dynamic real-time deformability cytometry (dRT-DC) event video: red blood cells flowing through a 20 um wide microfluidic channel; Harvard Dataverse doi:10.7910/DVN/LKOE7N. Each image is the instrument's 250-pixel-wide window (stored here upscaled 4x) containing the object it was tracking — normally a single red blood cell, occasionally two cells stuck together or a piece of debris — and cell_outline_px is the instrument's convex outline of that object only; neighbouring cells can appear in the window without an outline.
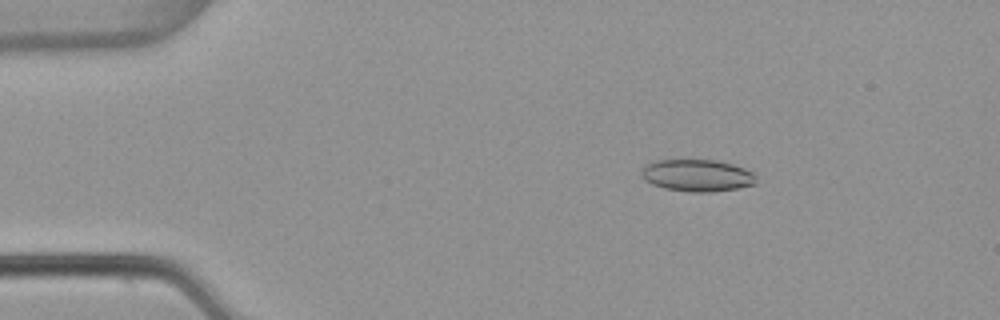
{"species": "common noctule bat (a hibernating species)", "species_latin": "Nyctalus noctula", "temperature_condition": "warm", "stored_images_in_passage": 54, "camera_frame_rate_fps": 3000, "um_per_image_px": 0.085, "animal": {"sex": "female", "body_mass_g": 22.7, "forearm_length_mm": 54.2}, "frame": {"image": 1, "passage_image": 9, "time_ms": 2.667, "image_size_px": [1000, 320], "cell_outline_px": [[756, 184], [736, 188], [712, 192], [688, 192], [664, 188], [652, 184], [644, 180], [640, 176], [640, 172], [644, 164], [656, 160], [716, 160], [732, 164], [744, 168], [752, 172], [756, 176]], "centroid_in_image_um": [59.22, 14.91], "position_along_channel_um": 25.8, "area_um2": 21.62}}
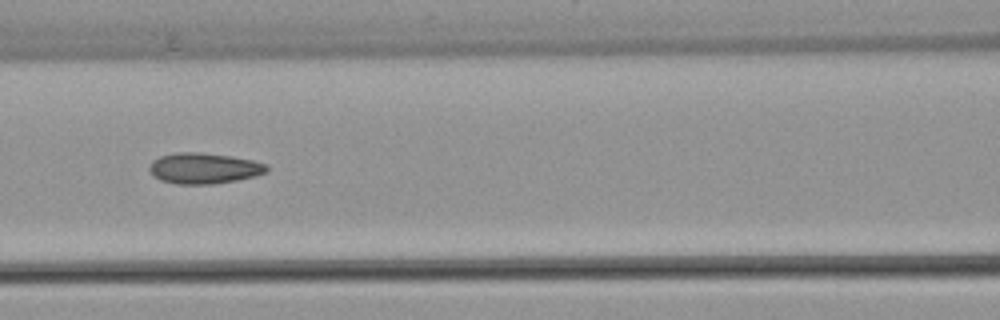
{"frame": {"image": 2, "passage_image": 24, "time_ms": 7.667, "image_size_px": [1000, 320], "cell_outline_px": [[268, 172], [256, 176], [236, 180], [212, 184], [176, 184], [160, 180], [152, 176], [148, 168], [152, 160], [160, 156], [176, 152], [200, 152], [232, 156], [252, 160], [268, 164]], "centroid_in_image_um": [17.33, 14.3], "position_along_channel_um": 149.3, "area_um2": 21.33}}
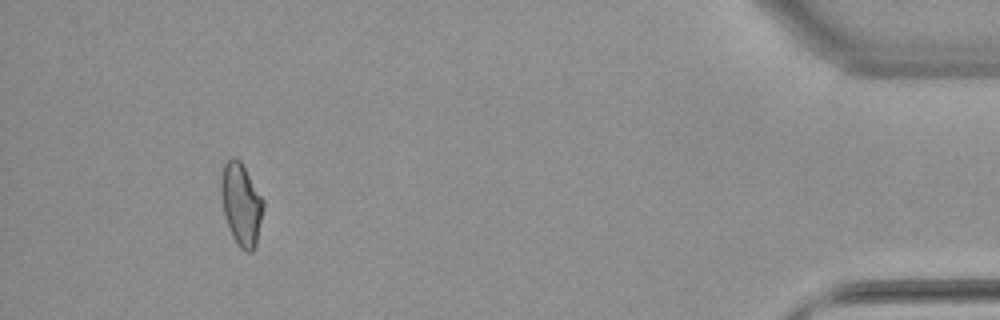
{"frame": {"image": 3, "passage_image": 50, "time_ms": 16.333, "image_size_px": [1000, 320], "cell_outline_px": [[264, 208], [256, 244], [252, 252], [244, 252], [236, 244], [232, 236], [224, 216], [220, 192], [220, 180], [224, 164], [232, 156], [236, 156], [240, 160], [264, 200]], "centroid_in_image_um": [20.49, 17.36], "position_along_channel_um": 414.7, "area_um2": 20.52}, "authors_computed_cell_mechanics": {"area_um2": 20.4901, "velocity_mm_per_s": 3.8434, "shape_relaxation_time_tau1_ms": null, "shape_relaxation_time_tau2_ms": 2.6663, "deformation_change_tau1": null, "deformation_change_tau2": 0.0914}}